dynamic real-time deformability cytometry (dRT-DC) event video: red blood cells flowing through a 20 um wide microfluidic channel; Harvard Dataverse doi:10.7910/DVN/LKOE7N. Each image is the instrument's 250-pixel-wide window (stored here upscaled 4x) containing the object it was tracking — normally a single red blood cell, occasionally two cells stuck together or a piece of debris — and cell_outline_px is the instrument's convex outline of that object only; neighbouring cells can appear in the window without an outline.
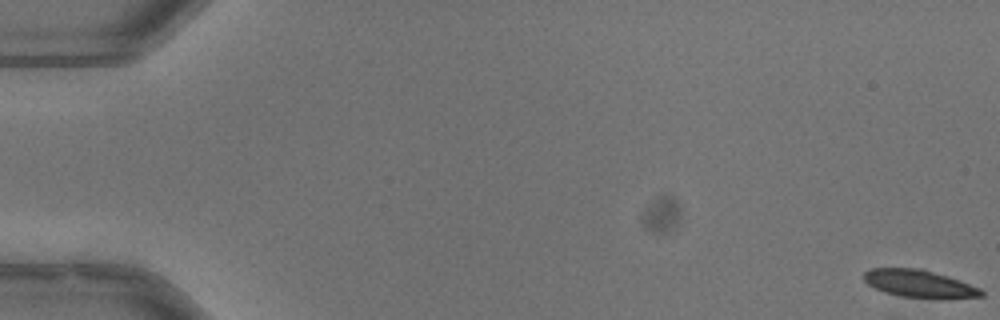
{"species": "common noctule bat (a hibernating species)", "species_latin": "Nyctalus noctula", "temperature_condition": "warm", "stored_images_in_passage": 54, "camera_frame_rate_fps": 3000, "um_per_image_px": 0.085, "animal": {"sex": "male", "body_mass_g": 13.3}, "frame": {"image": 1, "passage_image": 1, "time_ms": 0.0, "image_size_px": [1000, 320], "cell_outline_px": [[984, 296], [948, 300], [936, 300], [900, 296], [884, 292], [868, 284], [864, 280], [864, 272], [868, 268], [924, 268], [960, 280], [980, 288], [984, 292]], "centroid_in_image_um": [78.2, 24.14], "position_along_channel_um": 6.8, "area_um2": 19.54}}
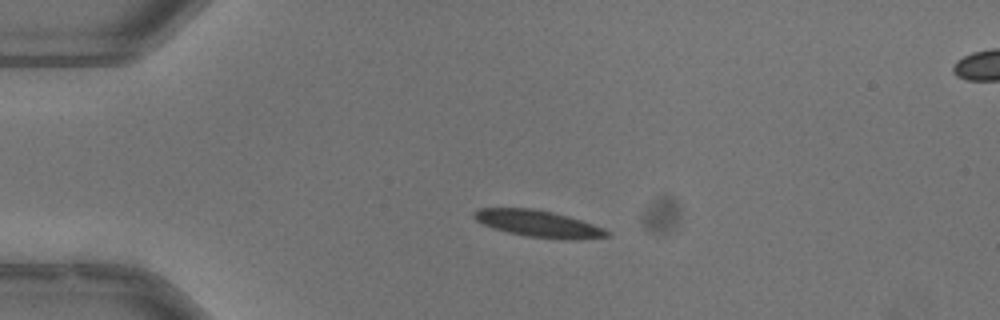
{"frame": {"image": 2, "passage_image": 14, "time_ms": 4.333, "image_size_px": [1000, 320], "cell_outline_px": [[612, 232], [608, 236], [580, 240], [560, 240], [528, 236], [508, 232], [492, 228], [476, 220], [472, 216], [472, 212], [480, 208], [532, 208], [568, 216], [604, 228]], "centroid_in_image_um": [45.78, 19.03], "position_along_channel_um": 39.2, "area_um2": 20.75}}
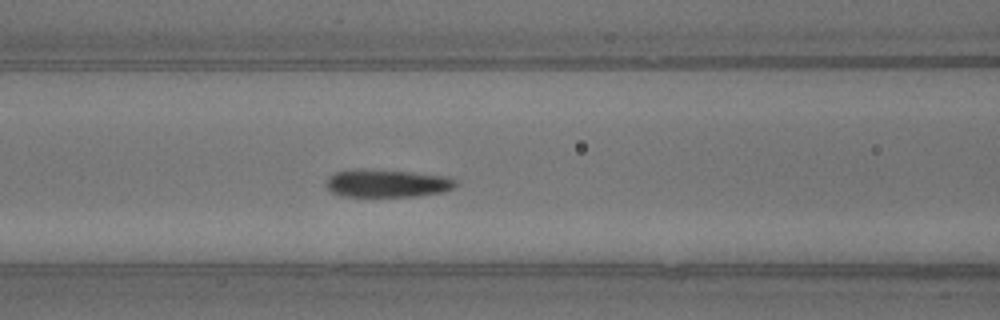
{"frame": {"image": 3, "passage_image": 24, "time_ms": 7.667, "image_size_px": [1000, 320], "cell_outline_px": [[456, 184], [452, 188], [444, 192], [416, 196], [344, 196], [332, 192], [324, 184], [328, 176], [336, 172], [352, 168], [408, 172], [448, 176], [456, 180]], "centroid_in_image_um": [32.87, 15.57], "position_along_channel_um": 133.7, "area_um2": 20.98}, "authors_computed_cell_mechanics": {"area_um2": 20.6346, "velocity_mm_per_s": 3.9515, "shape_relaxation_time_tau1_ms": 3.9053, "shape_relaxation_time_tau2_ms": 0.9404, "deformation_change_tau1": 0.1376, "deformation_change_tau2": 0.0513}}